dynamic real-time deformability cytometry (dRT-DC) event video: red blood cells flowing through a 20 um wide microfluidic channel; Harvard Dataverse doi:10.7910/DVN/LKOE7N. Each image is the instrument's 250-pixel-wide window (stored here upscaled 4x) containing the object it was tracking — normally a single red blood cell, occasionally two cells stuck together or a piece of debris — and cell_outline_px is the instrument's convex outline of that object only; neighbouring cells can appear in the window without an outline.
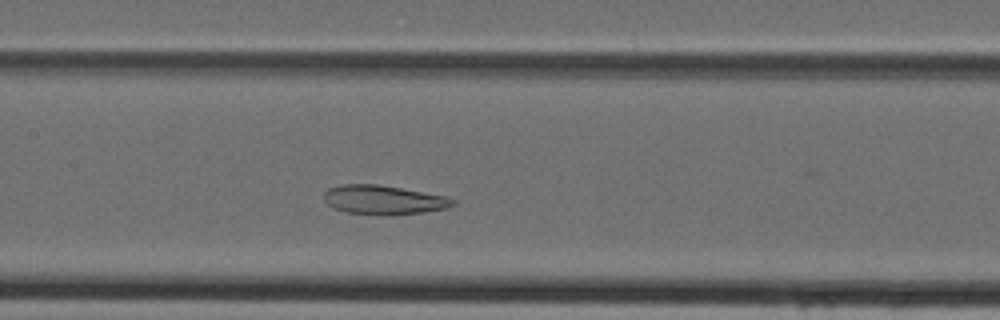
{"species": "Egyptian fruit bat (a non-hibernating species)", "species_latin": "Rousettus aegyptiacus", "temperature_condition": "cold", "stored_images_in_passage": 33, "camera_frame_rate_fps": 3000, "um_per_image_px": 0.085, "animal": {"sex": "female"}, "frame": {"image": 1, "passage_image": 14, "time_ms": 4.333, "image_size_px": [1000, 320], "cell_outline_px": [[456, 204], [448, 208], [424, 212], [388, 216], [380, 216], [344, 212], [332, 208], [324, 200], [324, 192], [328, 188], [344, 184], [376, 184], [448, 196], [456, 200]], "centroid_in_image_um": [32.61, 17.01], "position_along_channel_um": 174.8, "area_um2": 22.31}}
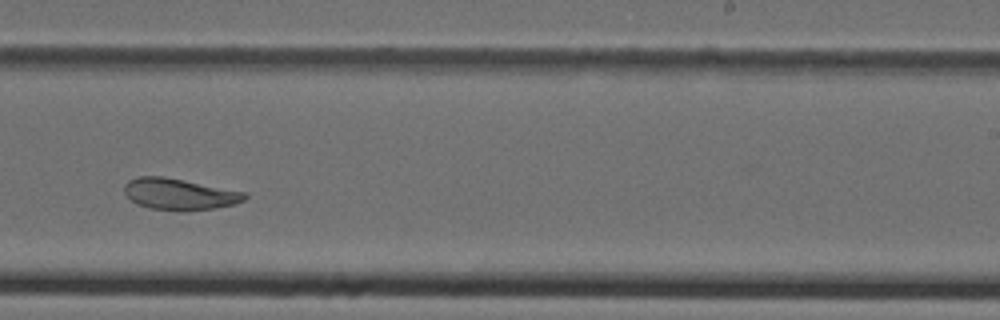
{"frame": {"image": 2, "passage_image": 21, "time_ms": 6.667, "image_size_px": [1000, 320], "cell_outline_px": [[248, 196], [244, 200], [232, 204], [212, 208], [152, 208], [136, 204], [124, 192], [124, 184], [128, 180], [136, 176], [164, 176], [248, 192]], "centroid_in_image_um": [15.23, 16.44], "position_along_channel_um": 273.8, "area_um2": 21.33}}
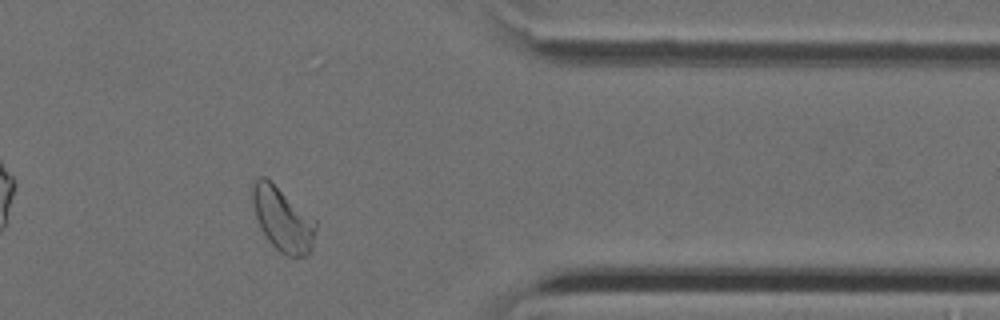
{"frame": {"image": 3, "passage_image": 30, "time_ms": 9.667, "image_size_px": [1000, 320], "cell_outline_px": [[316, 228], [312, 248], [304, 256], [288, 256], [280, 252], [268, 240], [260, 228], [252, 204], [252, 184], [260, 176], [264, 176], [316, 220]], "centroid_in_image_um": [24.01, 18.65], "position_along_channel_um": 387.4, "area_um2": 23.18}}